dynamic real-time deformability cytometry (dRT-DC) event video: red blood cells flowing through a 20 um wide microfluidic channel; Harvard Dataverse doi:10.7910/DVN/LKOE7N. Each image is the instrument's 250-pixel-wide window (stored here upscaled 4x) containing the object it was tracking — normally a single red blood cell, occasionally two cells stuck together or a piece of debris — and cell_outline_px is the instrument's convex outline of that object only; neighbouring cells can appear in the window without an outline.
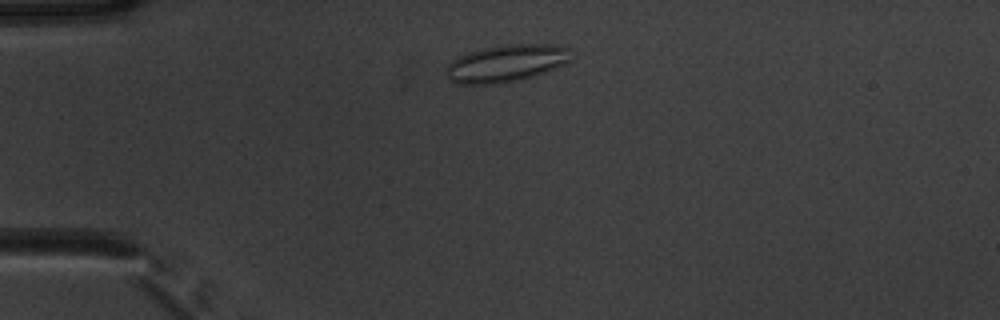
{"species": "common noctule bat (a hibernating species)", "species_latin": "Nyctalus noctula", "temperature_condition": "warm", "stored_images_in_passage": 45, "camera_frame_rate_fps": 3000, "um_per_image_px": 0.085, "animal": {"sex": "male", "body_mass_g": 20.1, "forearm_length_mm": 53.5}, "frame": {"image": 1, "passage_image": 5, "time_ms": 1.333, "image_size_px": [1000, 320], "cell_outline_px": [[572, 60], [564, 64], [536, 76], [520, 80], [500, 84], [456, 84], [448, 80], [444, 72], [444, 68], [452, 60], [468, 52], [484, 48], [508, 44], [556, 44], [568, 48]], "centroid_in_image_um": [43.0, 5.4], "position_along_channel_um": 42.0, "area_um2": 27.51}}
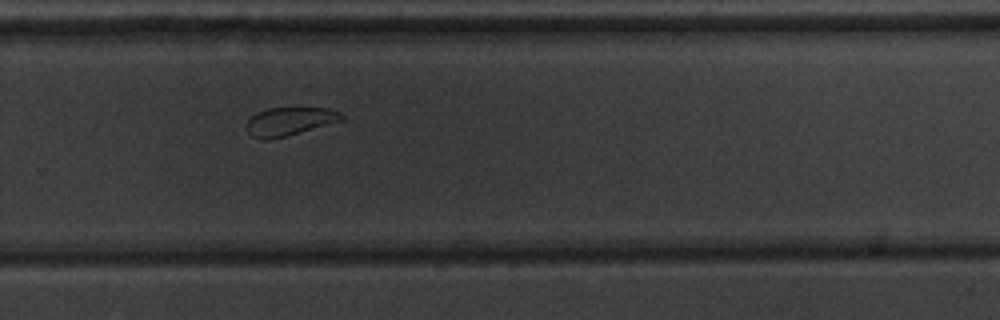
{"frame": {"image": 2, "passage_image": 28, "time_ms": 9.0, "image_size_px": [1000, 320], "cell_outline_px": [[344, 120], [300, 132], [268, 140], [260, 140], [252, 136], [248, 132], [248, 120], [252, 116], [268, 108], [328, 108], [344, 116]], "centroid_in_image_um": [24.61, 10.32], "position_along_channel_um": 305.2, "area_um2": 15.32}}
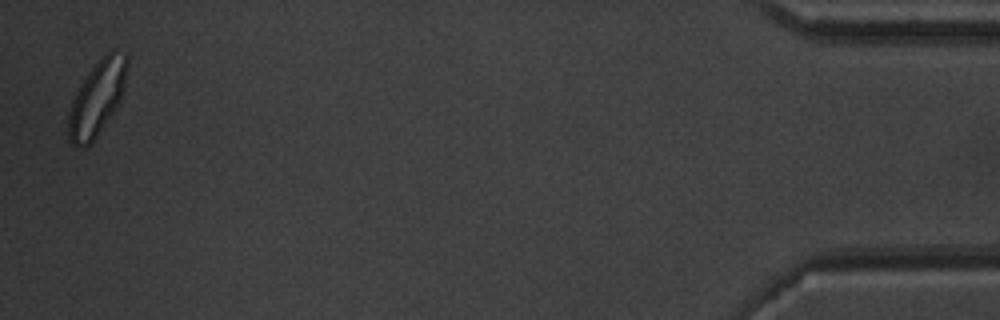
{"frame": {"image": 3, "passage_image": 44, "time_ms": 14.333, "image_size_px": [1000, 320], "cell_outline_px": [[128, 64], [124, 88], [120, 100], [116, 108], [92, 144], [84, 148], [76, 148], [68, 140], [68, 112], [72, 100], [80, 84], [88, 72], [112, 48], [128, 56]], "centroid_in_image_um": [8.24, 8.39], "position_along_channel_um": 427.0, "area_um2": 25.78}, "authors_computed_cell_mechanics": {"area_um2": 18.785, "velocity_mm_per_s": 3.8263, "shape_relaxation_time_tau1_ms": 7.2135, "shape_relaxation_time_tau2_ms": 0.934, "deformation_change_tau1": 0.155, "deformation_change_tau2": 0.0599}}